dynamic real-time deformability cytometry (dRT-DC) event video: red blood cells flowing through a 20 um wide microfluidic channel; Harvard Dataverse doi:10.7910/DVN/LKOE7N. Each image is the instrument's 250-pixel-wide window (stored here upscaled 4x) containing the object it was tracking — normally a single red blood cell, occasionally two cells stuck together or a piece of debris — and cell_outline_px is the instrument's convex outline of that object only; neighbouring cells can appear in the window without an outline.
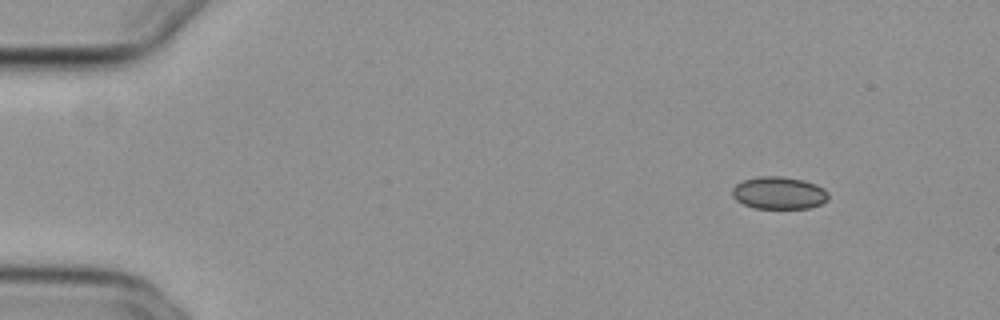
{"species": "common noctule bat (a hibernating species)", "species_latin": "Nyctalus noctula", "temperature_condition": "cold", "stored_images_in_passage": 50, "camera_frame_rate_fps": 3000, "um_per_image_px": 0.085, "animal": {"sex": "female", "body_mass_g": 29.2, "forearm_length_mm": 56.3}, "frame": {"image": 1, "passage_image": 1, "time_ms": 0.0, "image_size_px": [1000, 320], "cell_outline_px": [[828, 200], [820, 204], [808, 208], [756, 208], [744, 204], [736, 200], [732, 196], [732, 188], [736, 184], [744, 180], [760, 176], [780, 176], [804, 180], [816, 184], [824, 188], [828, 192]], "centroid_in_image_um": [66.22, 16.39], "position_along_channel_um": 18.8, "area_um2": 18.15}}
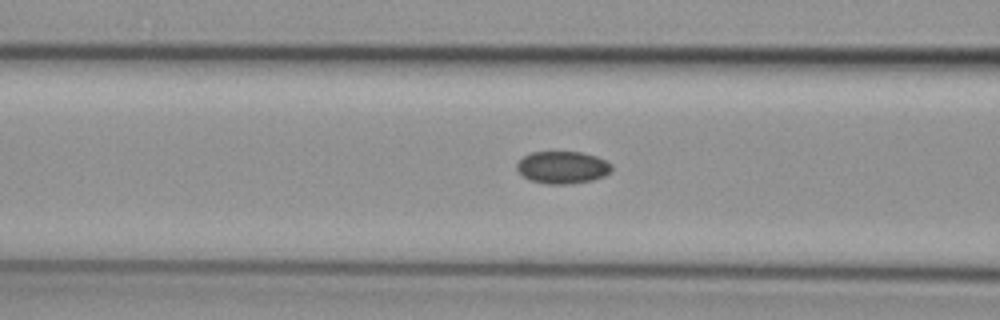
{"frame": {"image": 2, "passage_image": 17, "time_ms": 5.333, "image_size_px": [1000, 320], "cell_outline_px": [[612, 168], [604, 176], [592, 180], [568, 184], [548, 184], [532, 180], [524, 176], [516, 168], [516, 164], [524, 156], [532, 152], [584, 152], [596, 156], [612, 164]], "centroid_in_image_um": [47.82, 14.22], "position_along_channel_um": 118.8, "area_um2": 17.69}}
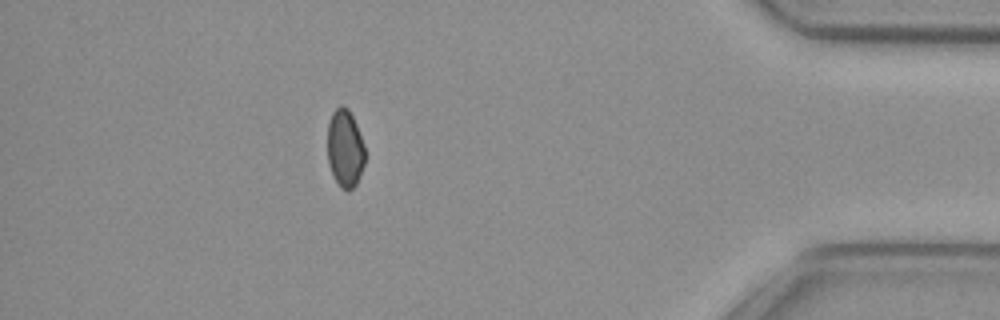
{"frame": {"image": 3, "passage_image": 43, "time_ms": 14.0, "image_size_px": [1000, 320], "cell_outline_px": [[364, 164], [360, 176], [356, 184], [348, 192], [340, 188], [328, 164], [328, 124], [332, 112], [340, 104], [348, 108], [356, 124], [364, 144]], "centroid_in_image_um": [29.32, 12.62], "position_along_channel_um": 405.9, "area_um2": 16.99}}